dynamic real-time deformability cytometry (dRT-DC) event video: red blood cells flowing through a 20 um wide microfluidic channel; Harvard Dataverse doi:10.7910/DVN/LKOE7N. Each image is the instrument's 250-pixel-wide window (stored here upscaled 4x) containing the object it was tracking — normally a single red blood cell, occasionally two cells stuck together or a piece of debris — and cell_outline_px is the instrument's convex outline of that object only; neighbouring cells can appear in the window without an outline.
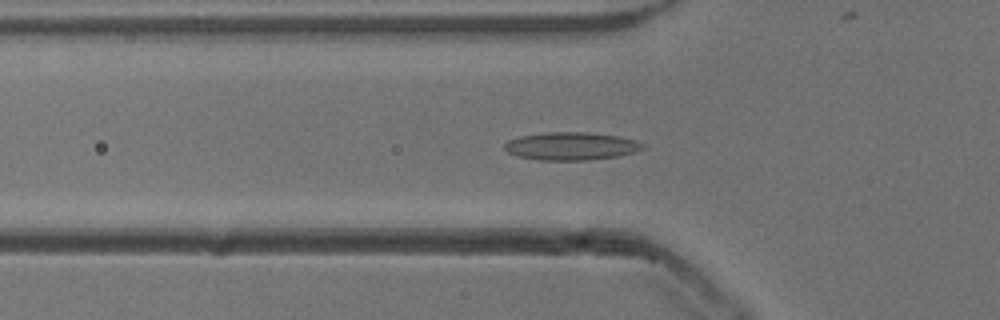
{"species": "common noctule bat (a hibernating species)", "species_latin": "Nyctalus noctula", "temperature_condition": "cold", "stored_images_in_passage": 39, "camera_frame_rate_fps": 3000, "um_per_image_px": 0.085, "animal": {"sex": "male", "body_mass_g": 13.3}, "frame": {"image": 1, "passage_image": 4, "time_ms": 1.0, "image_size_px": [1000, 320], "cell_outline_px": [[648, 148], [636, 152], [620, 156], [588, 160], [540, 160], [516, 156], [508, 152], [504, 148], [504, 144], [508, 140], [520, 136], [544, 132], [588, 132], [616, 136], [636, 140], [648, 144]], "centroid_in_image_um": [48.61, 12.42], "position_along_channel_um": 77.2, "area_um2": 22.83}}
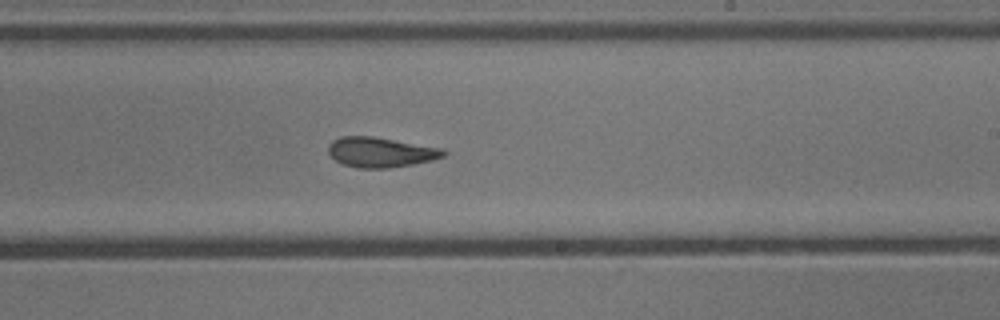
{"frame": {"image": 2, "passage_image": 18, "time_ms": 5.667, "image_size_px": [1000, 320], "cell_outline_px": [[448, 152], [444, 156], [432, 160], [412, 164], [388, 168], [356, 168], [344, 164], [336, 160], [328, 152], [328, 144], [332, 140], [340, 136], [372, 136], [444, 148]], "centroid_in_image_um": [32.36, 12.93], "position_along_channel_um": 256.6, "area_um2": 20.23}}
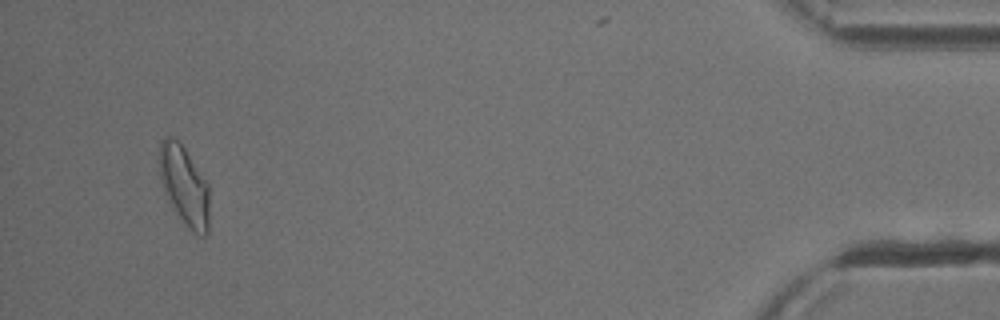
{"frame": {"image": 3, "passage_image": 37, "time_ms": 12.0, "image_size_px": [1000, 320], "cell_outline_px": [[208, 232], [204, 236], [200, 236], [192, 232], [176, 212], [164, 192], [160, 176], [160, 140], [164, 136], [172, 136], [180, 140], [208, 180]], "centroid_in_image_um": [15.68, 15.71], "position_along_channel_um": 419.5, "area_um2": 23.41}, "authors_computed_cell_mechanics": {"area_um2": 20.4034, "velocity_mm_per_s": 3.8257, "shape_relaxation_time_tau1_ms": null, "shape_relaxation_time_tau2_ms": 2.858, "deformation_change_tau1": null, "deformation_change_tau2": 0.1002}}